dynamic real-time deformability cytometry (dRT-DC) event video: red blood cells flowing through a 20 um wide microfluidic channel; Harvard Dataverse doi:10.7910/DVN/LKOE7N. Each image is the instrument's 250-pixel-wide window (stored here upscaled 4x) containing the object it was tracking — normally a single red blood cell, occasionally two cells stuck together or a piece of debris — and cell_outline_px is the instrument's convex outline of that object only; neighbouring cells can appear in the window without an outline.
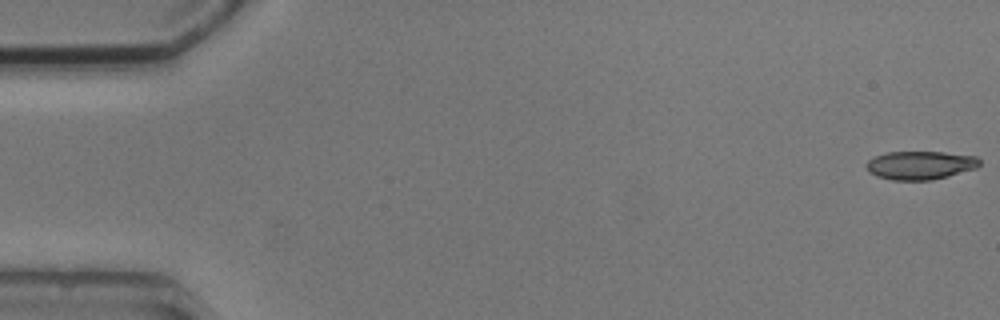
{"species": "common noctule bat (a hibernating species)", "species_latin": "Nyctalus noctula", "temperature_condition": "cold", "stored_images_in_passage": 7, "camera_frame_rate_fps": 3000, "um_per_image_px": 0.085, "animal": {"sex": "male", "body_mass_g": 20.5, "forearm_length_mm": 52.5}, "frame": {"image": 1, "passage_image": 1, "time_ms": 0.0, "image_size_px": [1000, 320], "cell_outline_px": [[980, 164], [976, 168], [948, 176], [932, 180], [892, 180], [876, 176], [868, 172], [864, 164], [872, 156], [888, 152], [944, 152], [976, 156], [980, 160]], "centroid_in_image_um": [78.17, 14.04], "position_along_channel_um": 6.8, "area_um2": 18.96}}
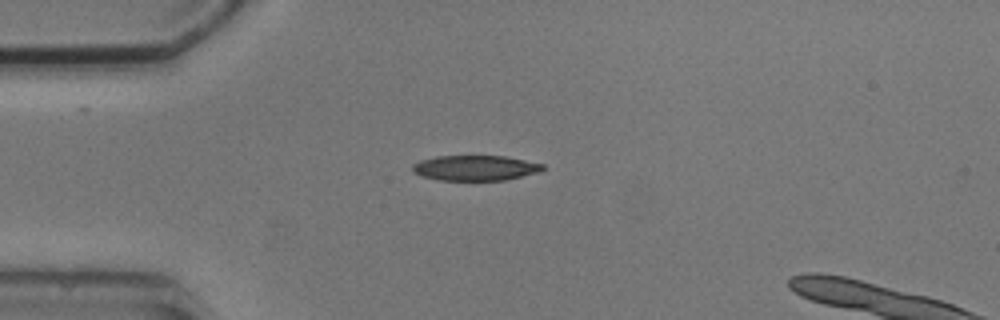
{"frame": {"image": 2, "passage_image": 4, "time_ms": 4.333, "image_size_px": [1000, 320], "cell_outline_px": [[544, 168], [540, 172], [504, 180], [436, 180], [412, 172], [412, 164], [420, 160], [436, 156], [504, 156], [544, 164]], "centroid_in_image_um": [40.38, 14.27], "position_along_channel_um": 44.6, "area_um2": 19.13}}